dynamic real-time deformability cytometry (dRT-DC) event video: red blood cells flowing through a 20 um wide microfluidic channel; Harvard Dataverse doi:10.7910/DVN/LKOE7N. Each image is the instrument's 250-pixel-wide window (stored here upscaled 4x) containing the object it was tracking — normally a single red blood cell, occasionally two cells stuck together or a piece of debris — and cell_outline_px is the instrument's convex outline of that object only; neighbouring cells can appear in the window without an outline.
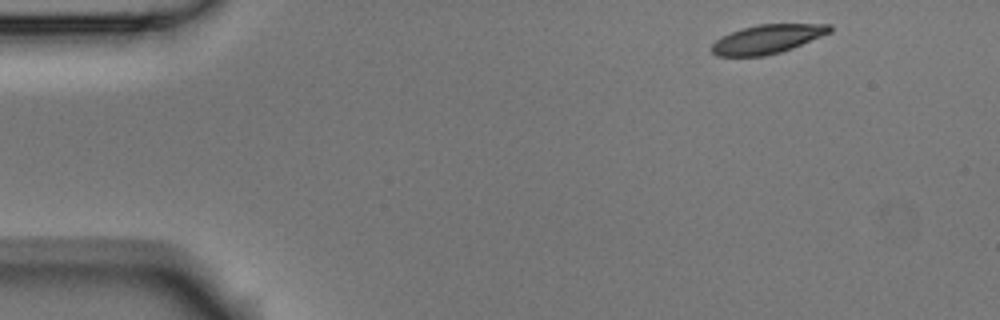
{"species": "Egyptian fruit bat (a non-hibernating species)", "species_latin": "Rousettus aegyptiacus", "temperature_condition": "room temperature", "stored_images_in_passage": 4, "camera_frame_rate_fps": 3000, "um_per_image_px": 0.085, "animal": {"sex": "male"}, "frame": {"image": 1, "passage_image": 1, "time_ms": 0.0, "image_size_px": [1000, 320], "cell_outline_px": [[832, 32], [792, 48], [780, 52], [764, 56], [716, 56], [712, 52], [712, 44], [720, 36], [740, 28], [760, 24], [832, 24]], "centroid_in_image_um": [65.21, 3.32], "position_along_channel_um": 19.8, "area_um2": 19.94}}
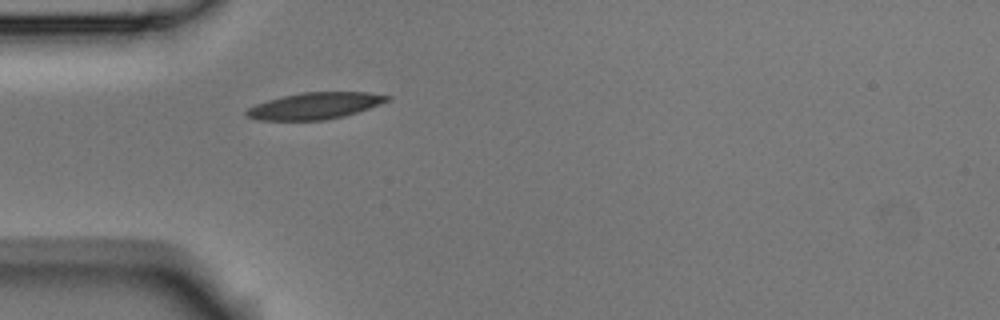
{"frame": {"image": 2, "passage_image": 4, "time_ms": 1.0, "image_size_px": [1000, 320], "cell_outline_px": [[392, 96], [388, 100], [380, 104], [344, 116], [324, 120], [256, 120], [248, 116], [244, 112], [248, 108], [256, 104], [280, 96], [300, 92], [368, 92]], "centroid_in_image_um": [26.74, 8.99], "position_along_channel_um": 58.3, "area_um2": 21.73}}